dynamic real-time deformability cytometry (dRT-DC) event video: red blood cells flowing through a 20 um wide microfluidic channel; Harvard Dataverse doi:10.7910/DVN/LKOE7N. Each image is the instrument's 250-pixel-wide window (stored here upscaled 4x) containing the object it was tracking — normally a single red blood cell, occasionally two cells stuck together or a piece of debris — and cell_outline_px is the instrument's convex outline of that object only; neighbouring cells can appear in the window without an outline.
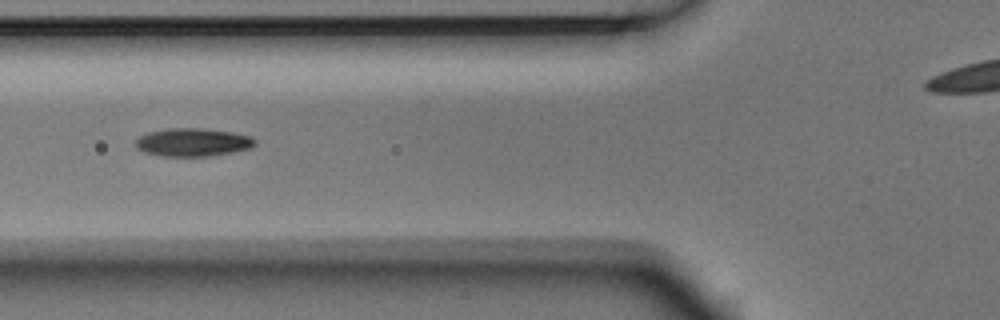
{"species": "Egyptian fruit bat (a non-hibernating species)", "species_latin": "Rousettus aegyptiacus", "temperature_condition": "room temperature", "stored_images_in_passage": 7, "segment_of_instrument_passage": [1, 2], "camera_frame_rate_fps": 3000, "um_per_image_px": 0.085, "animal": {"sex": "male"}, "frame": {"image": 1, "passage_image": 6, "time_ms": 1.667, "image_size_px": [1000, 320], "cell_outline_px": [[256, 144], [252, 148], [232, 152], [208, 156], [164, 156], [144, 152], [136, 148], [136, 140], [140, 136], [148, 132], [168, 128], [200, 128], [232, 132], [252, 136], [256, 140]], "centroid_in_image_um": [16.41, 12.09], "position_along_channel_um": 109.4, "area_um2": 19.59}}